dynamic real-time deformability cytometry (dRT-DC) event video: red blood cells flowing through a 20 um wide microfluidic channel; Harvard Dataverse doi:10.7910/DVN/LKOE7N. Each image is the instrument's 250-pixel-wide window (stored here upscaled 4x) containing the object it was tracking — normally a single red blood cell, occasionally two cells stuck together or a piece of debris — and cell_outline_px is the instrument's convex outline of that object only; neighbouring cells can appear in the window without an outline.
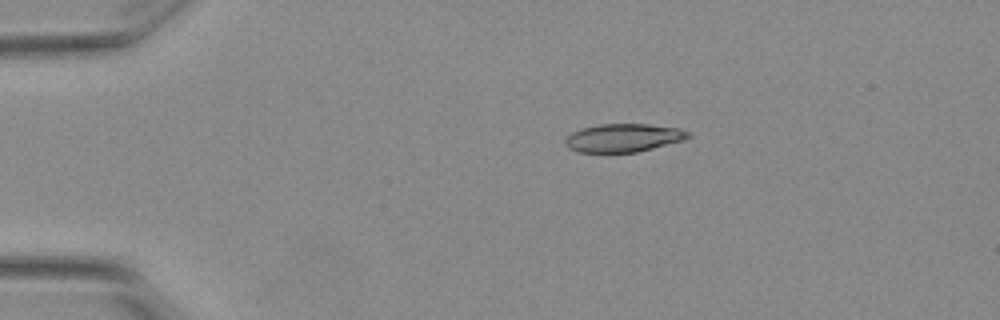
{"species": "Egyptian fruit bat (a non-hibernating species)", "species_latin": "Rousettus aegyptiacus", "temperature_condition": "warm", "stored_images_in_passage": 3, "camera_frame_rate_fps": 3000, "um_per_image_px": 0.085, "animal": {"sex": "female"}, "frame": {"image": 1, "passage_image": 1, "time_ms": 0.0, "image_size_px": [1000, 320], "cell_outline_px": [[692, 136], [684, 140], [636, 152], [580, 152], [568, 148], [564, 140], [572, 132], [580, 128], [600, 124], [648, 124], [676, 128], [688, 132]], "centroid_in_image_um": [52.97, 11.71], "position_along_channel_um": 32.0, "area_um2": 20.06}}